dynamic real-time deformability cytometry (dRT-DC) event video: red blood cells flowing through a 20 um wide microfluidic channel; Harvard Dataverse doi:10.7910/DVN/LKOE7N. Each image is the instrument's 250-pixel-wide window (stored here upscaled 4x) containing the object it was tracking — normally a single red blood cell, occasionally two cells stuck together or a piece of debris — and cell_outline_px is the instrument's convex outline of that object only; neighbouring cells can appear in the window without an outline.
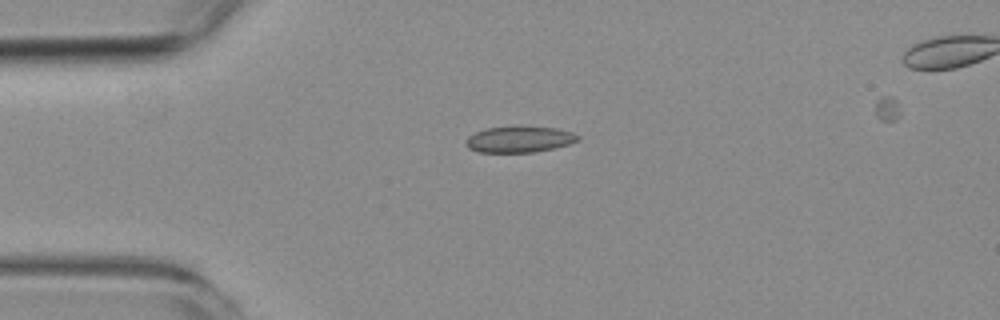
{"species": "common noctule bat (a hibernating species)", "species_latin": "Nyctalus noctula", "temperature_condition": "room temperature", "stored_images_in_passage": 5, "camera_frame_rate_fps": 3000, "um_per_image_px": 0.085, "animal": {"sex": "female", "body_mass_g": 19.3, "forearm_length_mm": 54.1}, "frame": {"image": 1, "passage_image": 3, "time_ms": 2.333, "image_size_px": [1000, 320], "cell_outline_px": [[580, 140], [568, 144], [536, 152], [480, 152], [468, 148], [464, 144], [464, 140], [468, 136], [476, 132], [488, 128], [556, 128], [572, 132], [580, 136]], "centroid_in_image_um": [44.12, 11.87], "position_along_channel_um": 40.9, "area_um2": 16.59}}